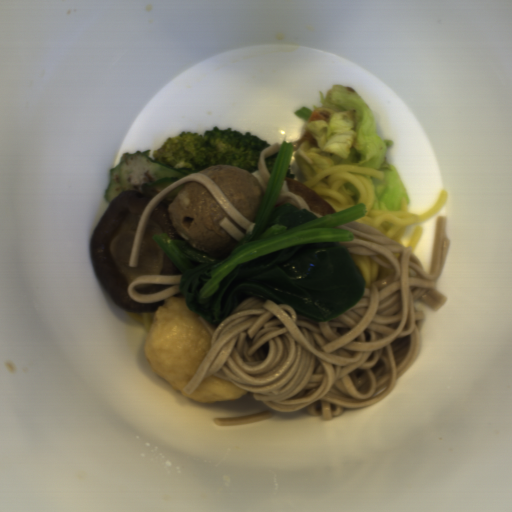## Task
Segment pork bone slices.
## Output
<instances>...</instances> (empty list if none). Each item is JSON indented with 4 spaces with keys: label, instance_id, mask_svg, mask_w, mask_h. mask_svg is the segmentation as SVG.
I'll return each instance as SVG.
<instances>
[{
    "label": "pork bone slices",
    "instance_id": "pork-bone-slices-1",
    "mask_svg": "<svg viewBox=\"0 0 512 512\" xmlns=\"http://www.w3.org/2000/svg\"><path fill=\"white\" fill-rule=\"evenodd\" d=\"M289 191L299 195L308 205V207L315 212H318L323 217L327 214L337 213L333 207L325 201L313 188L302 184L294 179L286 178Z\"/></svg>",
    "mask_w": 512,
    "mask_h": 512
}]
</instances>
